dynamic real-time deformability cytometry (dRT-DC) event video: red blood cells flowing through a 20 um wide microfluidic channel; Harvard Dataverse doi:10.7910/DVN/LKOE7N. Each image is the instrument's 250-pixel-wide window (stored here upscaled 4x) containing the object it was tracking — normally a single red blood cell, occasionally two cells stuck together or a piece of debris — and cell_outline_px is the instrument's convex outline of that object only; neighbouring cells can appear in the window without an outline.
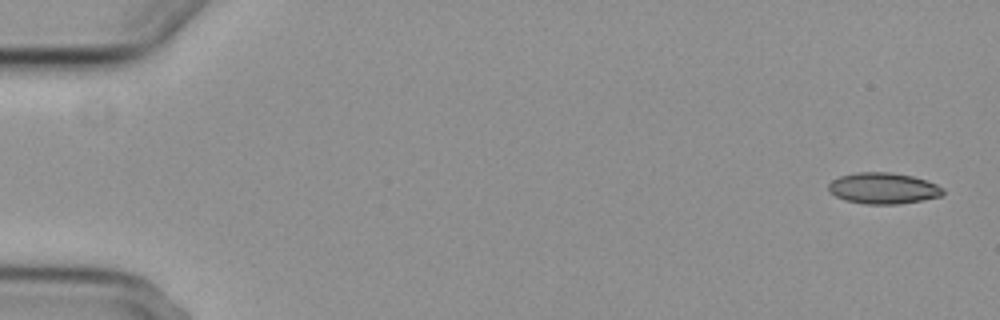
{"species": "common noctule bat (a hibernating species)", "species_latin": "Nyctalus noctula", "temperature_condition": "cold", "stored_images_in_passage": 5, "camera_frame_rate_fps": 3000, "um_per_image_px": 0.085, "animal": {"sex": "female", "body_mass_g": 29.2, "forearm_length_mm": 56.3}, "frame": {"image": 1, "passage_image": 1, "time_ms": 0.0, "image_size_px": [1000, 320], "cell_outline_px": [[944, 192], [940, 196], [924, 200], [900, 204], [864, 204], [844, 200], [828, 192], [828, 184], [832, 180], [840, 176], [856, 172], [892, 172], [912, 176], [928, 180], [944, 188]], "centroid_in_image_um": [75.07, 16.0], "position_along_channel_um": 9.9, "area_um2": 21.04}}
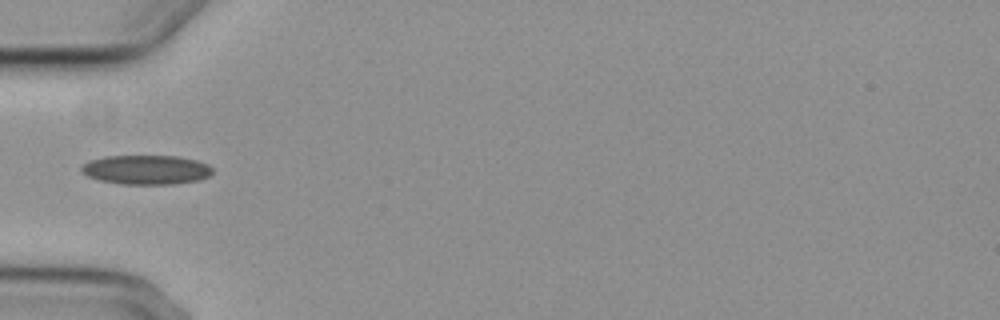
{"frame": {"image": 2, "passage_image": 5, "time_ms": 5.667, "image_size_px": [1000, 320], "cell_outline_px": [[212, 172], [208, 176], [200, 180], [176, 184], [120, 184], [100, 180], [88, 176], [80, 172], [80, 168], [88, 160], [104, 156], [180, 156], [196, 160], [208, 164], [212, 168]], "centroid_in_image_um": [12.42, 14.42], "position_along_channel_um": 72.6, "area_um2": 22.6}}